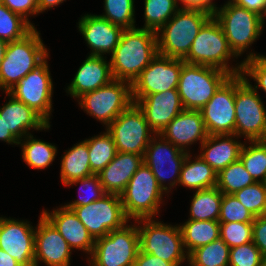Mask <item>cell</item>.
<instances>
[{"instance_id": "obj_49", "label": "cell", "mask_w": 266, "mask_h": 266, "mask_svg": "<svg viewBox=\"0 0 266 266\" xmlns=\"http://www.w3.org/2000/svg\"><path fill=\"white\" fill-rule=\"evenodd\" d=\"M240 7L256 12L263 18L266 16V0H232Z\"/></svg>"}, {"instance_id": "obj_20", "label": "cell", "mask_w": 266, "mask_h": 266, "mask_svg": "<svg viewBox=\"0 0 266 266\" xmlns=\"http://www.w3.org/2000/svg\"><path fill=\"white\" fill-rule=\"evenodd\" d=\"M136 104L156 136L184 110L177 89L147 95Z\"/></svg>"}, {"instance_id": "obj_43", "label": "cell", "mask_w": 266, "mask_h": 266, "mask_svg": "<svg viewBox=\"0 0 266 266\" xmlns=\"http://www.w3.org/2000/svg\"><path fill=\"white\" fill-rule=\"evenodd\" d=\"M263 255L253 241L230 248L229 266H260Z\"/></svg>"}, {"instance_id": "obj_34", "label": "cell", "mask_w": 266, "mask_h": 266, "mask_svg": "<svg viewBox=\"0 0 266 266\" xmlns=\"http://www.w3.org/2000/svg\"><path fill=\"white\" fill-rule=\"evenodd\" d=\"M255 181L247 172L241 160L229 164L217 174L216 187L223 194H234Z\"/></svg>"}, {"instance_id": "obj_16", "label": "cell", "mask_w": 266, "mask_h": 266, "mask_svg": "<svg viewBox=\"0 0 266 266\" xmlns=\"http://www.w3.org/2000/svg\"><path fill=\"white\" fill-rule=\"evenodd\" d=\"M200 111L208 135H235V75L220 86Z\"/></svg>"}, {"instance_id": "obj_30", "label": "cell", "mask_w": 266, "mask_h": 266, "mask_svg": "<svg viewBox=\"0 0 266 266\" xmlns=\"http://www.w3.org/2000/svg\"><path fill=\"white\" fill-rule=\"evenodd\" d=\"M183 245L189 255L196 248L207 245L220 238V223L218 221L188 220L180 226Z\"/></svg>"}, {"instance_id": "obj_47", "label": "cell", "mask_w": 266, "mask_h": 266, "mask_svg": "<svg viewBox=\"0 0 266 266\" xmlns=\"http://www.w3.org/2000/svg\"><path fill=\"white\" fill-rule=\"evenodd\" d=\"M253 243L266 256V215L255 217L253 222Z\"/></svg>"}, {"instance_id": "obj_2", "label": "cell", "mask_w": 266, "mask_h": 266, "mask_svg": "<svg viewBox=\"0 0 266 266\" xmlns=\"http://www.w3.org/2000/svg\"><path fill=\"white\" fill-rule=\"evenodd\" d=\"M212 16L202 9L180 8L157 32L158 54L184 59L200 29Z\"/></svg>"}, {"instance_id": "obj_48", "label": "cell", "mask_w": 266, "mask_h": 266, "mask_svg": "<svg viewBox=\"0 0 266 266\" xmlns=\"http://www.w3.org/2000/svg\"><path fill=\"white\" fill-rule=\"evenodd\" d=\"M181 264H172L151 254H145L139 251L134 266H180Z\"/></svg>"}, {"instance_id": "obj_1", "label": "cell", "mask_w": 266, "mask_h": 266, "mask_svg": "<svg viewBox=\"0 0 266 266\" xmlns=\"http://www.w3.org/2000/svg\"><path fill=\"white\" fill-rule=\"evenodd\" d=\"M157 55L156 32L142 28L124 30L110 58L113 78L132 85Z\"/></svg>"}, {"instance_id": "obj_12", "label": "cell", "mask_w": 266, "mask_h": 266, "mask_svg": "<svg viewBox=\"0 0 266 266\" xmlns=\"http://www.w3.org/2000/svg\"><path fill=\"white\" fill-rule=\"evenodd\" d=\"M72 210L94 239L124 227L129 221L117 194L106 193L100 199Z\"/></svg>"}, {"instance_id": "obj_21", "label": "cell", "mask_w": 266, "mask_h": 266, "mask_svg": "<svg viewBox=\"0 0 266 266\" xmlns=\"http://www.w3.org/2000/svg\"><path fill=\"white\" fill-rule=\"evenodd\" d=\"M78 25L79 31L92 49L90 55L94 56L110 52L112 54L124 31L99 15L87 14L81 18Z\"/></svg>"}, {"instance_id": "obj_25", "label": "cell", "mask_w": 266, "mask_h": 266, "mask_svg": "<svg viewBox=\"0 0 266 266\" xmlns=\"http://www.w3.org/2000/svg\"><path fill=\"white\" fill-rule=\"evenodd\" d=\"M113 79L110 62L107 63L103 56L89 55L68 86V93L73 98H79L110 83Z\"/></svg>"}, {"instance_id": "obj_55", "label": "cell", "mask_w": 266, "mask_h": 266, "mask_svg": "<svg viewBox=\"0 0 266 266\" xmlns=\"http://www.w3.org/2000/svg\"><path fill=\"white\" fill-rule=\"evenodd\" d=\"M260 266H266V256L262 258L261 265Z\"/></svg>"}, {"instance_id": "obj_37", "label": "cell", "mask_w": 266, "mask_h": 266, "mask_svg": "<svg viewBox=\"0 0 266 266\" xmlns=\"http://www.w3.org/2000/svg\"><path fill=\"white\" fill-rule=\"evenodd\" d=\"M35 27L0 3V39L7 43L22 39Z\"/></svg>"}, {"instance_id": "obj_50", "label": "cell", "mask_w": 266, "mask_h": 266, "mask_svg": "<svg viewBox=\"0 0 266 266\" xmlns=\"http://www.w3.org/2000/svg\"><path fill=\"white\" fill-rule=\"evenodd\" d=\"M183 3L184 7L190 9H202L210 13H214L217 7L212 0H179Z\"/></svg>"}, {"instance_id": "obj_29", "label": "cell", "mask_w": 266, "mask_h": 266, "mask_svg": "<svg viewBox=\"0 0 266 266\" xmlns=\"http://www.w3.org/2000/svg\"><path fill=\"white\" fill-rule=\"evenodd\" d=\"M91 171L87 141L84 140L72 147L61 161V180L64 185L69 182L89 177Z\"/></svg>"}, {"instance_id": "obj_11", "label": "cell", "mask_w": 266, "mask_h": 266, "mask_svg": "<svg viewBox=\"0 0 266 266\" xmlns=\"http://www.w3.org/2000/svg\"><path fill=\"white\" fill-rule=\"evenodd\" d=\"M79 99L81 107L106 127L133 103L131 84L117 79L83 94Z\"/></svg>"}, {"instance_id": "obj_39", "label": "cell", "mask_w": 266, "mask_h": 266, "mask_svg": "<svg viewBox=\"0 0 266 266\" xmlns=\"http://www.w3.org/2000/svg\"><path fill=\"white\" fill-rule=\"evenodd\" d=\"M104 3L105 15H99L100 17L124 30L136 28L133 17L134 0H105Z\"/></svg>"}, {"instance_id": "obj_17", "label": "cell", "mask_w": 266, "mask_h": 266, "mask_svg": "<svg viewBox=\"0 0 266 266\" xmlns=\"http://www.w3.org/2000/svg\"><path fill=\"white\" fill-rule=\"evenodd\" d=\"M160 137L161 142L160 139L158 142L155 138L151 139L146 148L143 161L152 171L159 186L164 191H168V187L163 184L164 180L166 181L167 177L172 178L173 176V181L168 183L170 184V189L179 183L181 166L188 152L182 151L170 141L165 140L162 136ZM165 166L169 167L168 170H166Z\"/></svg>"}, {"instance_id": "obj_40", "label": "cell", "mask_w": 266, "mask_h": 266, "mask_svg": "<svg viewBox=\"0 0 266 266\" xmlns=\"http://www.w3.org/2000/svg\"><path fill=\"white\" fill-rule=\"evenodd\" d=\"M233 195L255 217L266 215V188L264 182H254Z\"/></svg>"}, {"instance_id": "obj_13", "label": "cell", "mask_w": 266, "mask_h": 266, "mask_svg": "<svg viewBox=\"0 0 266 266\" xmlns=\"http://www.w3.org/2000/svg\"><path fill=\"white\" fill-rule=\"evenodd\" d=\"M117 152L139 154L144 157L146 148L153 138L143 111L132 103L108 127ZM150 132V133H149Z\"/></svg>"}, {"instance_id": "obj_14", "label": "cell", "mask_w": 266, "mask_h": 266, "mask_svg": "<svg viewBox=\"0 0 266 266\" xmlns=\"http://www.w3.org/2000/svg\"><path fill=\"white\" fill-rule=\"evenodd\" d=\"M183 59H174L158 54L132 83V101L137 103L141 98L177 89Z\"/></svg>"}, {"instance_id": "obj_53", "label": "cell", "mask_w": 266, "mask_h": 266, "mask_svg": "<svg viewBox=\"0 0 266 266\" xmlns=\"http://www.w3.org/2000/svg\"><path fill=\"white\" fill-rule=\"evenodd\" d=\"M0 266H21L18 262L0 248Z\"/></svg>"}, {"instance_id": "obj_38", "label": "cell", "mask_w": 266, "mask_h": 266, "mask_svg": "<svg viewBox=\"0 0 266 266\" xmlns=\"http://www.w3.org/2000/svg\"><path fill=\"white\" fill-rule=\"evenodd\" d=\"M144 3L145 25L142 29L156 33L180 9L177 0H145Z\"/></svg>"}, {"instance_id": "obj_5", "label": "cell", "mask_w": 266, "mask_h": 266, "mask_svg": "<svg viewBox=\"0 0 266 266\" xmlns=\"http://www.w3.org/2000/svg\"><path fill=\"white\" fill-rule=\"evenodd\" d=\"M230 76L215 67L184 63L177 86L183 108L200 111Z\"/></svg>"}, {"instance_id": "obj_3", "label": "cell", "mask_w": 266, "mask_h": 266, "mask_svg": "<svg viewBox=\"0 0 266 266\" xmlns=\"http://www.w3.org/2000/svg\"><path fill=\"white\" fill-rule=\"evenodd\" d=\"M34 28L22 39L9 42L0 65V88L8 92L48 58L47 49Z\"/></svg>"}, {"instance_id": "obj_7", "label": "cell", "mask_w": 266, "mask_h": 266, "mask_svg": "<svg viewBox=\"0 0 266 266\" xmlns=\"http://www.w3.org/2000/svg\"><path fill=\"white\" fill-rule=\"evenodd\" d=\"M221 25L234 55L240 56L263 30L264 18L256 12L238 6L232 0L213 13Z\"/></svg>"}, {"instance_id": "obj_44", "label": "cell", "mask_w": 266, "mask_h": 266, "mask_svg": "<svg viewBox=\"0 0 266 266\" xmlns=\"http://www.w3.org/2000/svg\"><path fill=\"white\" fill-rule=\"evenodd\" d=\"M76 183H81L83 185V188L87 191H90V195L85 198H80L79 200H75L74 202L65 205L66 208L72 210L76 206H84L88 205L89 203H92L98 199H100L102 196H104L106 193L104 192V189L102 187V184L99 180V177L97 174H93L89 177L82 178V179H76L67 184L73 185Z\"/></svg>"}, {"instance_id": "obj_27", "label": "cell", "mask_w": 266, "mask_h": 266, "mask_svg": "<svg viewBox=\"0 0 266 266\" xmlns=\"http://www.w3.org/2000/svg\"><path fill=\"white\" fill-rule=\"evenodd\" d=\"M234 137L237 136L234 134L208 135L201 144V150L204 152L199 157L207 162L217 174L240 158L243 144L232 139Z\"/></svg>"}, {"instance_id": "obj_54", "label": "cell", "mask_w": 266, "mask_h": 266, "mask_svg": "<svg viewBox=\"0 0 266 266\" xmlns=\"http://www.w3.org/2000/svg\"><path fill=\"white\" fill-rule=\"evenodd\" d=\"M7 45H8V43L6 41L0 39V65H1V62L3 61L4 56H5Z\"/></svg>"}, {"instance_id": "obj_6", "label": "cell", "mask_w": 266, "mask_h": 266, "mask_svg": "<svg viewBox=\"0 0 266 266\" xmlns=\"http://www.w3.org/2000/svg\"><path fill=\"white\" fill-rule=\"evenodd\" d=\"M163 192L150 168L143 163L120 194L125 215L138 222L139 219L155 217Z\"/></svg>"}, {"instance_id": "obj_24", "label": "cell", "mask_w": 266, "mask_h": 266, "mask_svg": "<svg viewBox=\"0 0 266 266\" xmlns=\"http://www.w3.org/2000/svg\"><path fill=\"white\" fill-rule=\"evenodd\" d=\"M143 163L142 155L117 152L114 159L97 174L104 192L120 195Z\"/></svg>"}, {"instance_id": "obj_35", "label": "cell", "mask_w": 266, "mask_h": 266, "mask_svg": "<svg viewBox=\"0 0 266 266\" xmlns=\"http://www.w3.org/2000/svg\"><path fill=\"white\" fill-rule=\"evenodd\" d=\"M252 145L243 147L240 160L255 182L266 181V140L250 141ZM259 178V179H258ZM261 179V180H260Z\"/></svg>"}, {"instance_id": "obj_36", "label": "cell", "mask_w": 266, "mask_h": 266, "mask_svg": "<svg viewBox=\"0 0 266 266\" xmlns=\"http://www.w3.org/2000/svg\"><path fill=\"white\" fill-rule=\"evenodd\" d=\"M22 144V156L28 166L34 169H44L55 159L57 148L47 142L34 139L31 134Z\"/></svg>"}, {"instance_id": "obj_15", "label": "cell", "mask_w": 266, "mask_h": 266, "mask_svg": "<svg viewBox=\"0 0 266 266\" xmlns=\"http://www.w3.org/2000/svg\"><path fill=\"white\" fill-rule=\"evenodd\" d=\"M46 61L45 59L39 66L23 77L8 93L32 108L50 124L49 116L52 108L53 83Z\"/></svg>"}, {"instance_id": "obj_41", "label": "cell", "mask_w": 266, "mask_h": 266, "mask_svg": "<svg viewBox=\"0 0 266 266\" xmlns=\"http://www.w3.org/2000/svg\"><path fill=\"white\" fill-rule=\"evenodd\" d=\"M255 216L251 214L233 194H223L220 206L219 223L241 222L253 223Z\"/></svg>"}, {"instance_id": "obj_33", "label": "cell", "mask_w": 266, "mask_h": 266, "mask_svg": "<svg viewBox=\"0 0 266 266\" xmlns=\"http://www.w3.org/2000/svg\"><path fill=\"white\" fill-rule=\"evenodd\" d=\"M91 171L98 174L116 156L117 149L112 135L106 131L99 136L87 139Z\"/></svg>"}, {"instance_id": "obj_51", "label": "cell", "mask_w": 266, "mask_h": 266, "mask_svg": "<svg viewBox=\"0 0 266 266\" xmlns=\"http://www.w3.org/2000/svg\"><path fill=\"white\" fill-rule=\"evenodd\" d=\"M0 140L11 144H19V140L7 130L3 117H0Z\"/></svg>"}, {"instance_id": "obj_10", "label": "cell", "mask_w": 266, "mask_h": 266, "mask_svg": "<svg viewBox=\"0 0 266 266\" xmlns=\"http://www.w3.org/2000/svg\"><path fill=\"white\" fill-rule=\"evenodd\" d=\"M140 250L172 264H181L188 255L184 251L180 225L171 226L155 222L152 218L139 219ZM185 252V253H184ZM187 256V257H186Z\"/></svg>"}, {"instance_id": "obj_45", "label": "cell", "mask_w": 266, "mask_h": 266, "mask_svg": "<svg viewBox=\"0 0 266 266\" xmlns=\"http://www.w3.org/2000/svg\"><path fill=\"white\" fill-rule=\"evenodd\" d=\"M243 75L252 77L258 84L254 86L255 90L259 88L266 92V57L250 53L243 62Z\"/></svg>"}, {"instance_id": "obj_52", "label": "cell", "mask_w": 266, "mask_h": 266, "mask_svg": "<svg viewBox=\"0 0 266 266\" xmlns=\"http://www.w3.org/2000/svg\"><path fill=\"white\" fill-rule=\"evenodd\" d=\"M65 0H37L38 5V13L47 10L48 8H52L56 5H59Z\"/></svg>"}, {"instance_id": "obj_23", "label": "cell", "mask_w": 266, "mask_h": 266, "mask_svg": "<svg viewBox=\"0 0 266 266\" xmlns=\"http://www.w3.org/2000/svg\"><path fill=\"white\" fill-rule=\"evenodd\" d=\"M42 214L59 231L71 249H82L92 254L95 239L78 219L73 210L63 206L60 209L53 210L51 213L44 210Z\"/></svg>"}, {"instance_id": "obj_46", "label": "cell", "mask_w": 266, "mask_h": 266, "mask_svg": "<svg viewBox=\"0 0 266 266\" xmlns=\"http://www.w3.org/2000/svg\"><path fill=\"white\" fill-rule=\"evenodd\" d=\"M9 10L28 20L31 14H38L37 0H3L2 2ZM29 14V15H28Z\"/></svg>"}, {"instance_id": "obj_32", "label": "cell", "mask_w": 266, "mask_h": 266, "mask_svg": "<svg viewBox=\"0 0 266 266\" xmlns=\"http://www.w3.org/2000/svg\"><path fill=\"white\" fill-rule=\"evenodd\" d=\"M230 247L221 239L200 246L188 255L191 266H229Z\"/></svg>"}, {"instance_id": "obj_8", "label": "cell", "mask_w": 266, "mask_h": 266, "mask_svg": "<svg viewBox=\"0 0 266 266\" xmlns=\"http://www.w3.org/2000/svg\"><path fill=\"white\" fill-rule=\"evenodd\" d=\"M235 135L250 141L266 140V110L257 90L243 74L235 75Z\"/></svg>"}, {"instance_id": "obj_18", "label": "cell", "mask_w": 266, "mask_h": 266, "mask_svg": "<svg viewBox=\"0 0 266 266\" xmlns=\"http://www.w3.org/2000/svg\"><path fill=\"white\" fill-rule=\"evenodd\" d=\"M0 248L21 266H35V230L24 221L0 217Z\"/></svg>"}, {"instance_id": "obj_4", "label": "cell", "mask_w": 266, "mask_h": 266, "mask_svg": "<svg viewBox=\"0 0 266 266\" xmlns=\"http://www.w3.org/2000/svg\"><path fill=\"white\" fill-rule=\"evenodd\" d=\"M232 56L236 57L228 45L221 25L212 16L200 29L183 61L187 64L215 67L231 76L241 74L243 63L235 68L228 67L227 62Z\"/></svg>"}, {"instance_id": "obj_19", "label": "cell", "mask_w": 266, "mask_h": 266, "mask_svg": "<svg viewBox=\"0 0 266 266\" xmlns=\"http://www.w3.org/2000/svg\"><path fill=\"white\" fill-rule=\"evenodd\" d=\"M34 265L43 261L47 266H70L71 248L52 223L42 214L35 228Z\"/></svg>"}, {"instance_id": "obj_22", "label": "cell", "mask_w": 266, "mask_h": 266, "mask_svg": "<svg viewBox=\"0 0 266 266\" xmlns=\"http://www.w3.org/2000/svg\"><path fill=\"white\" fill-rule=\"evenodd\" d=\"M170 141L182 151L186 145L200 140L201 144L208 137L201 111L184 109L158 134Z\"/></svg>"}, {"instance_id": "obj_9", "label": "cell", "mask_w": 266, "mask_h": 266, "mask_svg": "<svg viewBox=\"0 0 266 266\" xmlns=\"http://www.w3.org/2000/svg\"><path fill=\"white\" fill-rule=\"evenodd\" d=\"M140 251L138 226H128L110 231L95 239L91 266H134Z\"/></svg>"}, {"instance_id": "obj_42", "label": "cell", "mask_w": 266, "mask_h": 266, "mask_svg": "<svg viewBox=\"0 0 266 266\" xmlns=\"http://www.w3.org/2000/svg\"><path fill=\"white\" fill-rule=\"evenodd\" d=\"M253 223H220V238L230 247L252 241Z\"/></svg>"}, {"instance_id": "obj_26", "label": "cell", "mask_w": 266, "mask_h": 266, "mask_svg": "<svg viewBox=\"0 0 266 266\" xmlns=\"http://www.w3.org/2000/svg\"><path fill=\"white\" fill-rule=\"evenodd\" d=\"M10 100L0 109V117H3L6 128L11 132L21 144V138L25 135L28 129L36 130L49 129L50 125L32 108L28 107L23 102L15 99L12 95Z\"/></svg>"}, {"instance_id": "obj_28", "label": "cell", "mask_w": 266, "mask_h": 266, "mask_svg": "<svg viewBox=\"0 0 266 266\" xmlns=\"http://www.w3.org/2000/svg\"><path fill=\"white\" fill-rule=\"evenodd\" d=\"M190 157L188 152L181 166L179 184L197 191L215 187L217 173L213 168L200 157L195 161H190Z\"/></svg>"}, {"instance_id": "obj_31", "label": "cell", "mask_w": 266, "mask_h": 266, "mask_svg": "<svg viewBox=\"0 0 266 266\" xmlns=\"http://www.w3.org/2000/svg\"><path fill=\"white\" fill-rule=\"evenodd\" d=\"M223 193L215 186L195 192L189 220L218 221Z\"/></svg>"}]
</instances>
